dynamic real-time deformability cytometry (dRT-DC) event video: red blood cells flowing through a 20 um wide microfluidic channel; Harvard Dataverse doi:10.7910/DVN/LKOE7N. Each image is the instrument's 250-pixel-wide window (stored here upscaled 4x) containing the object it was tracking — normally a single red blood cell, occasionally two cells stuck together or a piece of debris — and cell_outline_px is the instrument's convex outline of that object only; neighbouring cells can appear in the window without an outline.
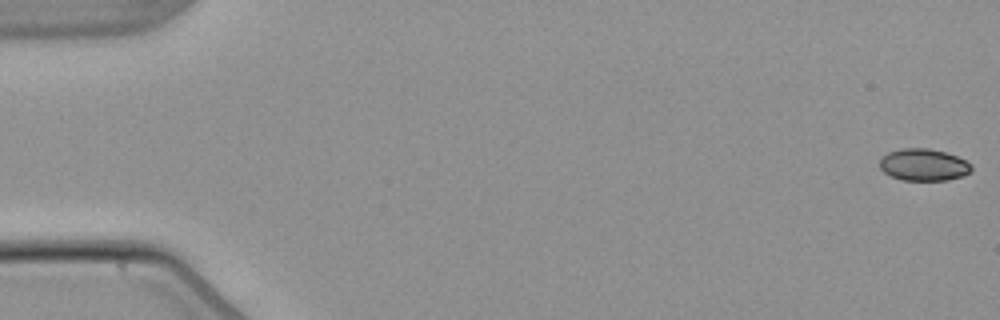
{"species": "common noctule bat (a hibernating species)", "species_latin": "Nyctalus noctula", "temperature_condition": "warm", "stored_images_in_passage": 54, "camera_frame_rate_fps": 3000, "um_per_image_px": 0.085, "animal": {"sex": "male", "body_mass_g": 21.5, "forearm_length_mm": 52.0}, "frame": {"image": 1, "passage_image": 1, "time_ms": 0.0, "image_size_px": [1000, 320], "cell_outline_px": [[972, 172], [964, 176], [948, 180], [900, 180], [884, 172], [880, 168], [880, 160], [888, 152], [900, 148], [928, 148], [944, 152], [956, 156], [972, 164]], "centroid_in_image_um": [78.53, 14.01], "position_along_channel_um": 6.5, "area_um2": 17.17}}
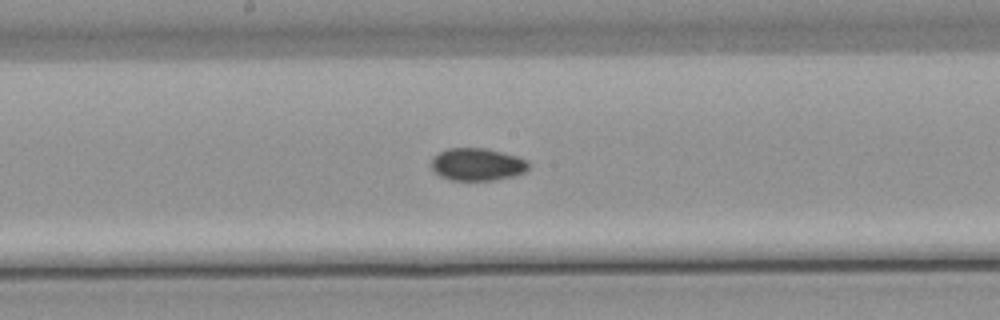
{"frame": {"image": 2, "passage_image": 29, "time_ms": 9.333, "image_size_px": [1000, 320], "cell_outline_px": [[528, 168], [524, 172], [512, 176], [492, 180], [452, 180], [440, 176], [432, 168], [432, 156], [448, 148], [484, 148], [516, 156], [528, 160]], "centroid_in_image_um": [40.55, 13.97], "position_along_channel_um": 207.7, "area_um2": 18.21}}
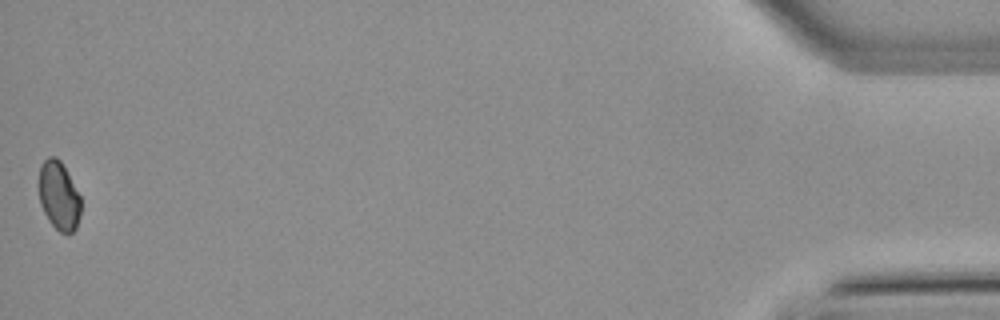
{"frame": {"image": 3, "passage_image": 54, "time_ms": 17.667, "image_size_px": [1000, 320], "cell_outline_px": [[80, 216], [76, 228], [68, 236], [60, 232], [48, 220], [40, 204], [36, 184], [40, 164], [48, 156], [56, 156], [60, 160], [80, 196]], "centroid_in_image_um": [4.95, 16.63], "position_along_channel_um": 430.3, "area_um2": 17.22}}